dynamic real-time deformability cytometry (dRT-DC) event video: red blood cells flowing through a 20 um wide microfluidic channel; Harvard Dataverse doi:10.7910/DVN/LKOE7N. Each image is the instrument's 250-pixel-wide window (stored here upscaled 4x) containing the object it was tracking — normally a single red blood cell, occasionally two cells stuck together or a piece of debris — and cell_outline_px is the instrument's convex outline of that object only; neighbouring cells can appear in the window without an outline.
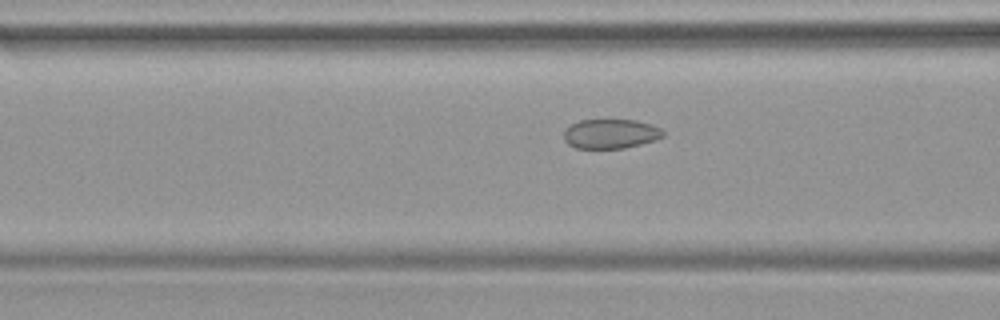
{"species": "common noctule bat (a hibernating species)", "species_latin": "Nyctalus noctula", "temperature_condition": "warm", "stored_images_in_passage": 40, "camera_frame_rate_fps": 3000, "um_per_image_px": 0.085, "animal": {"sex": "female", "body_mass_g": 19.9}, "frame": {"image": 1, "passage_image": 16, "time_ms": 5.0, "image_size_px": [1000, 320], "cell_outline_px": [[664, 136], [656, 140], [624, 148], [576, 148], [568, 144], [564, 140], [564, 132], [572, 124], [580, 120], [636, 120], [652, 124], [660, 128], [664, 132]], "centroid_in_image_um": [51.93, 11.37], "position_along_channel_um": 114.7, "area_um2": 16.99}}
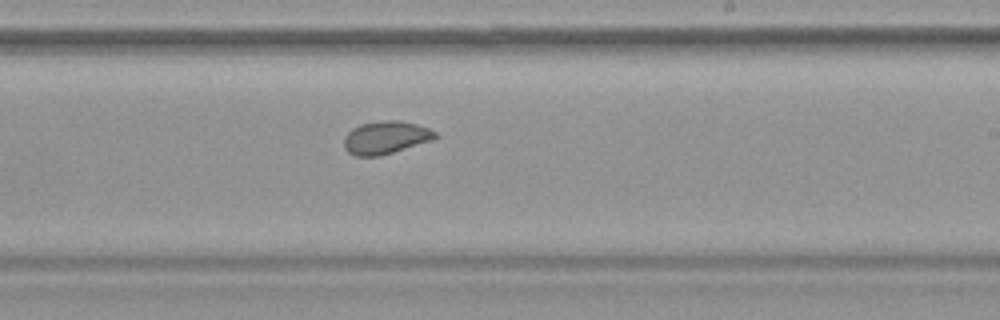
{"frame": {"image": 2, "passage_image": 26, "time_ms": 8.333, "image_size_px": [1000, 320], "cell_outline_px": [[440, 136], [432, 140], [380, 156], [356, 156], [348, 152], [344, 148], [344, 136], [352, 128], [360, 124], [380, 120], [400, 120], [416, 124], [428, 128], [436, 132]], "centroid_in_image_um": [32.77, 11.68], "position_along_channel_um": 256.2, "area_um2": 17.57}}
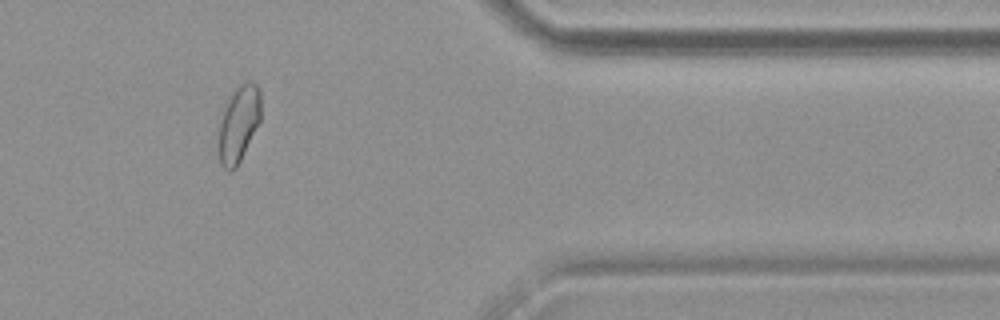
{"frame": {"image": 3, "passage_image": 37, "time_ms": 12.0, "image_size_px": [1000, 320], "cell_outline_px": [[260, 120], [236, 168], [232, 172], [228, 172], [220, 164], [216, 132], [216, 128], [220, 108], [224, 100], [240, 84], [248, 80], [252, 80], [256, 84], [260, 92]], "centroid_in_image_um": [20.19, 10.5], "position_along_channel_um": 391.2, "area_um2": 19.83}}